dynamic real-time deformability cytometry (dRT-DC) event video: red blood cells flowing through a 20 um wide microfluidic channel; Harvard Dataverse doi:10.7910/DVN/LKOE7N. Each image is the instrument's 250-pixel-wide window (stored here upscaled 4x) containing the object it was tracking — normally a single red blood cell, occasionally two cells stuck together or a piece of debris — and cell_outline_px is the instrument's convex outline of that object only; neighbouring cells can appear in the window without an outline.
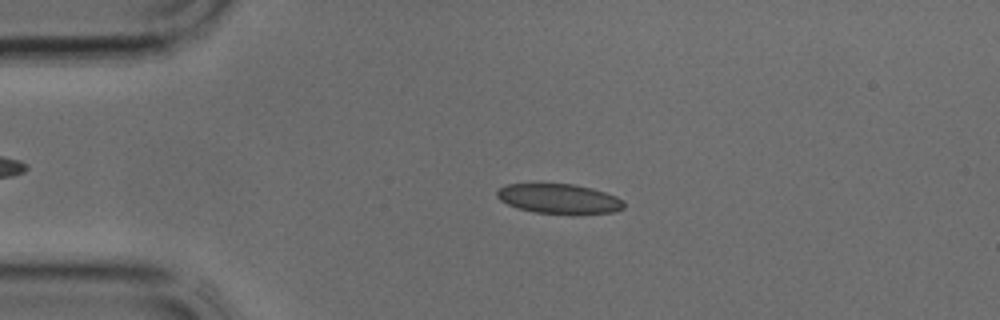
{"species": "common noctule bat (a hibernating species)", "species_latin": "Nyctalus noctula", "temperature_condition": "cold", "stored_images_in_passage": 38, "camera_frame_rate_fps": 3000, "um_per_image_px": 0.085, "animal": {"sex": "male", "body_mass_g": 17.9, "forearm_length_mm": 54.2}, "frame": {"image": 1, "passage_image": 8, "time_ms": 2.333, "image_size_px": [1000, 320], "cell_outline_px": [[624, 208], [612, 212], [536, 212], [516, 208], [500, 200], [496, 196], [496, 192], [500, 188], [508, 184], [540, 180], [576, 184], [592, 188], [616, 196], [624, 200]], "centroid_in_image_um": [47.43, 16.8], "position_along_channel_um": 37.6, "area_um2": 22.37}}
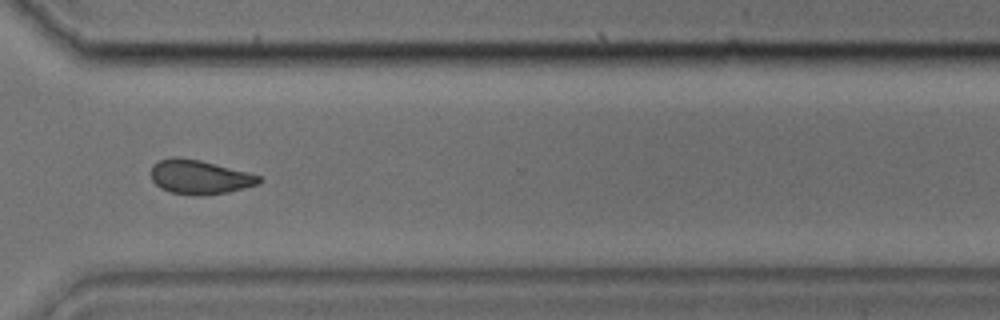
{"frame": {"image": 2, "passage_image": 28, "time_ms": 9.0, "image_size_px": [1000, 320], "cell_outline_px": [[264, 180], [256, 184], [228, 192], [200, 196], [172, 192], [160, 188], [152, 180], [152, 164], [160, 160], [172, 156], [176, 156], [200, 160], [248, 172], [260, 176]], "centroid_in_image_um": [16.95, 15.04], "position_along_channel_um": 353.6, "area_um2": 21.39}}
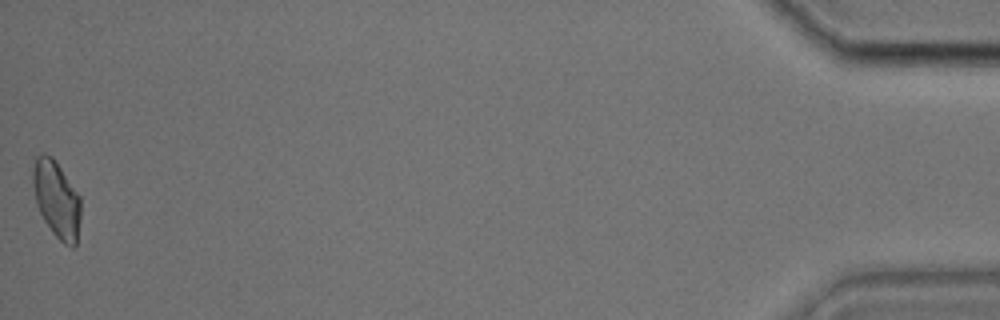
{"frame": {"image": 3, "passage_image": 38, "time_ms": 12.333, "image_size_px": [1000, 320], "cell_outline_px": [[80, 220], [76, 244], [72, 248], [64, 244], [52, 232], [44, 220], [36, 204], [32, 184], [32, 156], [44, 152], [52, 156], [56, 160], [80, 196]], "centroid_in_image_um": [4.77, 16.87], "position_along_channel_um": 430.4, "area_um2": 21.91}}